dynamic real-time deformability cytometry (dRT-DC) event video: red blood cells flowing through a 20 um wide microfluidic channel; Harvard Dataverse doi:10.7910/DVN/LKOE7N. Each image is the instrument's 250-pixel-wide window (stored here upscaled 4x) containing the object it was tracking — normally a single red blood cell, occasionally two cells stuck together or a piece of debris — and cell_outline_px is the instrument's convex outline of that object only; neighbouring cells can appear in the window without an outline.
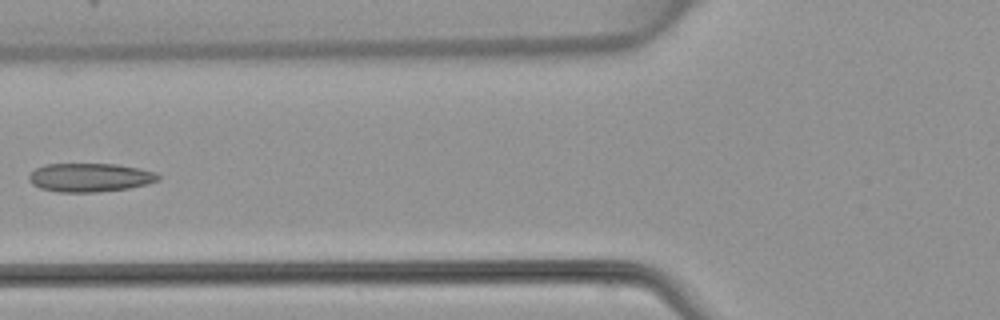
{"species": "common noctule bat (a hibernating species)", "species_latin": "Nyctalus noctula", "temperature_condition": "warm", "stored_images_in_passage": 4, "camera_frame_rate_fps": 3000, "um_per_image_px": 0.085, "animal": {"sex": "female", "body_mass_g": 22.7, "forearm_length_mm": 54.2}, "frame": {"image": 1, "passage_image": 4, "time_ms": 3.667, "image_size_px": [1000, 320], "cell_outline_px": [[160, 180], [148, 184], [128, 188], [96, 192], [60, 192], [40, 188], [32, 184], [28, 180], [28, 176], [36, 168], [44, 164], [116, 164], [140, 168], [156, 172], [160, 176]], "centroid_in_image_um": [7.66, 15.08], "position_along_channel_um": 118.1, "area_um2": 21.68}}